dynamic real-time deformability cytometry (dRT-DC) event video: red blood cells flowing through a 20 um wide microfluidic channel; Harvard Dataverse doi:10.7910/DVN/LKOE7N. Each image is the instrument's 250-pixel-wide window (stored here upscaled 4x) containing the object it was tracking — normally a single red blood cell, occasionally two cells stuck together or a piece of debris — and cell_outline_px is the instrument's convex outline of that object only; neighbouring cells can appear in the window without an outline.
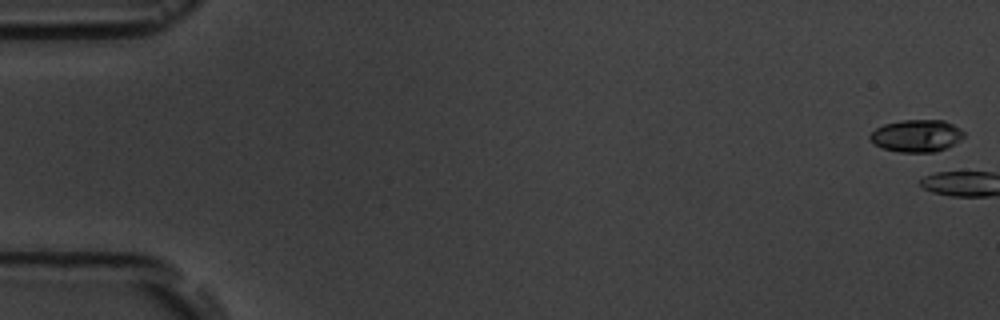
{"species": "common noctule bat (a hibernating species)", "species_latin": "Nyctalus noctula", "temperature_condition": "room temperature", "stored_images_in_passage": 9, "camera_frame_rate_fps": 3000, "um_per_image_px": 0.085, "animal": {"sex": "male", "body_mass_g": 19.5, "forearm_length_mm": 54.6}, "frame": {"image": 1, "passage_image": 1, "time_ms": 0.0, "image_size_px": [1000, 320], "cell_outline_px": [[964, 136], [960, 140], [948, 148], [936, 152], [900, 152], [884, 148], [876, 144], [868, 136], [876, 128], [884, 124], [900, 120], [944, 120], [960, 128], [964, 132]], "centroid_in_image_um": [77.94, 11.54], "position_along_channel_um": 7.1, "area_um2": 17.63}}
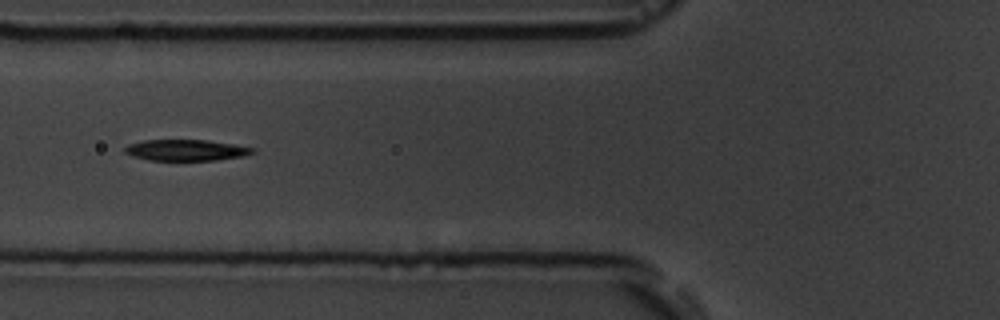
{"frame": {"image": 2, "passage_image": 7, "time_ms": 7.667, "image_size_px": [1000, 320], "cell_outline_px": [[256, 152], [244, 156], [216, 160], [148, 160], [132, 156], [124, 152], [124, 148], [128, 144], [144, 140], [208, 140], [256, 148]], "centroid_in_image_um": [15.82, 12.76], "position_along_channel_um": 110.0, "area_um2": 15.78}}
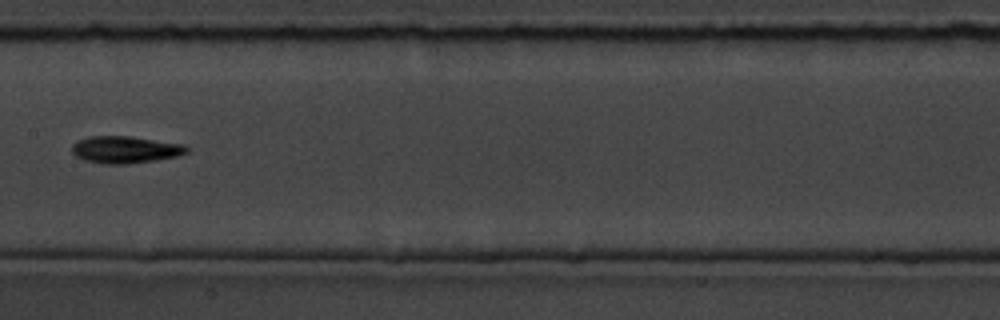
{"frame": {"image": 3, "passage_image": 9, "time_ms": 10.0, "image_size_px": [1000, 320], "cell_outline_px": [[188, 152], [176, 156], [152, 160], [124, 164], [104, 164], [84, 160], [76, 156], [72, 152], [72, 144], [88, 136], [128, 136], [184, 144], [188, 148]], "centroid_in_image_um": [10.62, 12.71], "position_along_channel_um": 196.8, "area_um2": 17.86}}